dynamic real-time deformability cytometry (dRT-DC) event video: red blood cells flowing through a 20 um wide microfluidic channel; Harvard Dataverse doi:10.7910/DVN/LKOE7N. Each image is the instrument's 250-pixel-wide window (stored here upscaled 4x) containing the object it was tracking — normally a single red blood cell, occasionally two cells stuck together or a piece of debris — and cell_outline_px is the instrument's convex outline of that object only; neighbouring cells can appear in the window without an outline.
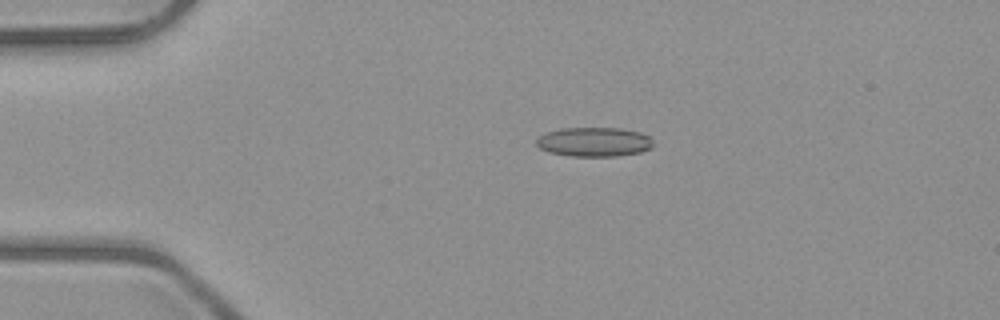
{"species": "common noctule bat (a hibernating species)", "species_latin": "Nyctalus noctula", "temperature_condition": "room temperature", "stored_images_in_passage": 3, "camera_frame_rate_fps": 3000, "um_per_image_px": 0.085, "animal": {"sex": "male", "body_mass_g": 23.1, "forearm_length_mm": 52.7}, "frame": {"image": 1, "passage_image": 2, "time_ms": 2.0, "image_size_px": [1000, 320], "cell_outline_px": [[652, 148], [640, 152], [616, 156], [572, 156], [548, 152], [540, 148], [536, 144], [536, 140], [544, 132], [560, 128], [620, 128], [640, 132], [648, 136], [652, 140]], "centroid_in_image_um": [50.48, 12.06], "position_along_channel_um": 34.5, "area_um2": 20.0}}